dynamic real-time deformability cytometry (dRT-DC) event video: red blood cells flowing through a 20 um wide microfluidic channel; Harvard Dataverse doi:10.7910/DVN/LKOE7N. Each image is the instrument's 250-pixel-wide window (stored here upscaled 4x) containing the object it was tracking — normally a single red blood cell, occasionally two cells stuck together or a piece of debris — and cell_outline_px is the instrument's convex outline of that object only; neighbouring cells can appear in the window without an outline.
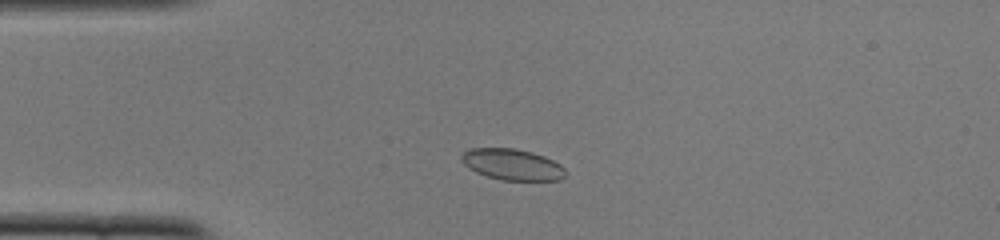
{"species": "common noctule bat (a hibernating species)", "species_latin": "Nyctalus noctula", "temperature_condition": "cold", "stored_images_in_passage": 46, "camera_frame_rate_fps": 3000, "um_per_image_px": 0.085, "animal": {"sex": "female", "body_mass_g": 22.0, "forearm_length_mm": 56.7}, "frame": {"image": 1, "passage_image": 7, "time_ms": 2.0, "image_size_px": [1000, 240], "cell_outline_px": [[564, 176], [560, 180], [500, 180], [476, 172], [468, 168], [460, 160], [460, 156], [468, 148], [516, 148], [532, 152], [544, 156], [560, 164], [564, 168]], "centroid_in_image_um": [43.5, 13.97], "position_along_channel_um": 41.5, "area_um2": 18.9}}
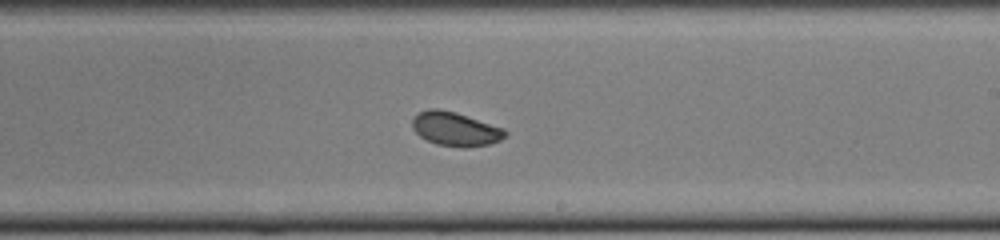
{"frame": {"image": 2, "passage_image": 25, "time_ms": 8.0, "image_size_px": [1000, 240], "cell_outline_px": [[508, 136], [500, 140], [488, 144], [464, 148], [436, 144], [420, 136], [412, 128], [412, 116], [416, 112], [428, 108], [440, 108], [456, 112], [504, 128], [508, 132]], "centroid_in_image_um": [38.69, 10.94], "position_along_channel_um": 250.3, "area_um2": 18.67}}
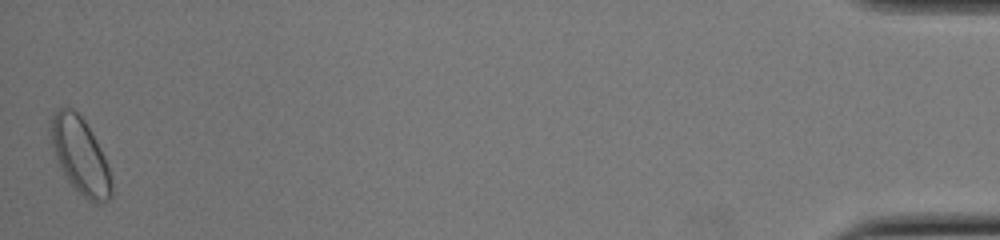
{"frame": {"image": 3, "passage_image": 46, "time_ms": 15.0, "image_size_px": [1000, 240], "cell_outline_px": [[112, 196], [108, 200], [96, 204], [88, 200], [68, 180], [60, 168], [52, 148], [48, 128], [52, 112], [60, 108], [72, 108], [84, 120], [100, 148], [104, 156], [112, 180]], "centroid_in_image_um": [6.79, 13.21], "position_along_channel_um": 428.4, "area_um2": 26.88}, "authors_computed_cell_mechanics": {"area_um2": 18.5538, "velocity_mm_per_s": 3.8489, "shape_relaxation_time_tau1_ms": 2.8548, "shape_relaxation_time_tau2_ms": 3.8456, "deformation_change_tau1": 0.0628, "deformation_change_tau2": 0.0663}}